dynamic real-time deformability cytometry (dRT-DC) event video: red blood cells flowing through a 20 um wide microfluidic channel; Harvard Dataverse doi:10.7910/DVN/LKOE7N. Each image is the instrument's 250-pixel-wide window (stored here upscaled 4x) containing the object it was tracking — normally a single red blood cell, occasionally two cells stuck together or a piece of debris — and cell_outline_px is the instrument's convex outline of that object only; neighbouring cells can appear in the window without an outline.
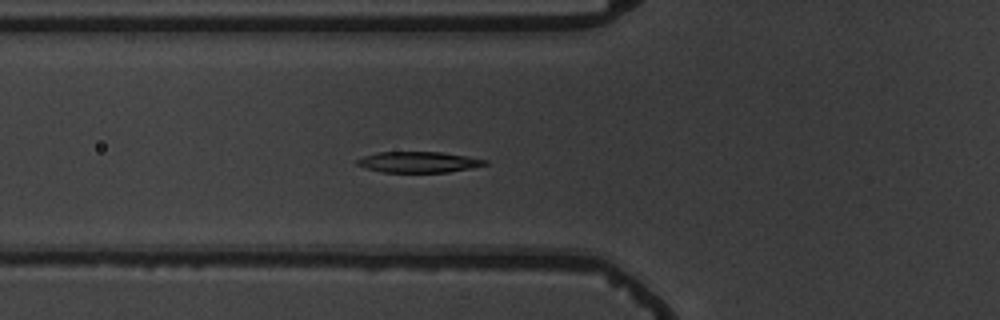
{"species": "common noctule bat (a hibernating species)", "species_latin": "Nyctalus noctula", "temperature_condition": "warm", "stored_images_in_passage": 5, "camera_frame_rate_fps": 3000, "um_per_image_px": 0.085, "animal": {"sex": "male", "body_mass_g": 19.5, "forearm_length_mm": 54.6}, "frame": {"image": 1, "passage_image": 5, "time_ms": 4.667, "image_size_px": [1000, 320], "cell_outline_px": [[488, 164], [472, 168], [448, 172], [384, 172], [368, 168], [356, 164], [356, 160], [364, 156], [376, 152], [440, 152], [468, 156], [488, 160]], "centroid_in_image_um": [35.62, 13.77], "position_along_channel_um": 90.2, "area_um2": 15.49}}